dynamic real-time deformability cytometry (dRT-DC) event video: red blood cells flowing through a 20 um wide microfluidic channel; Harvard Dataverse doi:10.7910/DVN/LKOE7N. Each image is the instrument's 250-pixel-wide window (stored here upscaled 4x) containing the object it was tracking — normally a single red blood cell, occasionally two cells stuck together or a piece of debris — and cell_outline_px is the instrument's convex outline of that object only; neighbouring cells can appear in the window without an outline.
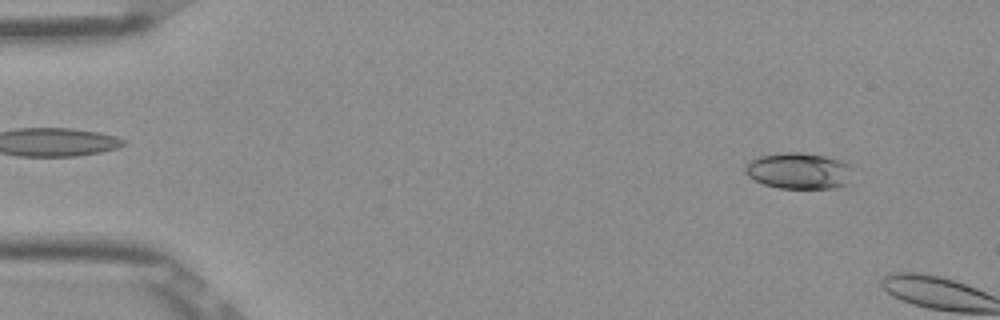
{"species": "Egyptian fruit bat (a non-hibernating species)", "species_latin": "Rousettus aegyptiacus", "temperature_condition": "room temperature", "stored_images_in_passage": 7, "camera_frame_rate_fps": 3000, "um_per_image_px": 0.085, "frame": {"image": 1, "passage_image": 5, "time_ms": 1.333, "image_size_px": [1000, 320], "cell_outline_px": [[852, 184], [832, 188], [780, 188], [764, 184], [748, 176], [744, 172], [744, 164], [760, 156], [784, 152], [800, 152], [824, 156], [840, 160], [852, 164]], "centroid_in_image_um": [67.96, 14.52], "position_along_channel_um": 17.0, "area_um2": 23.06}}